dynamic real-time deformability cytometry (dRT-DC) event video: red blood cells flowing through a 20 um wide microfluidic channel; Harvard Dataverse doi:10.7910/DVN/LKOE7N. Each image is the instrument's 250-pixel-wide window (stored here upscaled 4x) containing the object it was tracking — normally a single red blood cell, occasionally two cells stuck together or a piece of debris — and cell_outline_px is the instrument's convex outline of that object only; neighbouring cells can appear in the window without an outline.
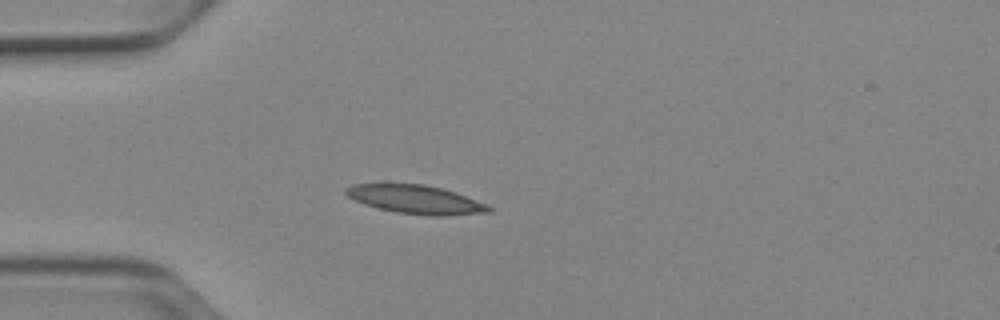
{"species": "Egyptian fruit bat (a non-hibernating species)", "species_latin": "Rousettus aegyptiacus", "temperature_condition": "cold", "stored_images_in_passage": 38, "camera_frame_rate_fps": 3000, "um_per_image_px": 0.085, "animal": {"sex": "female"}, "frame": {"image": 1, "passage_image": 1, "time_ms": 0.0, "image_size_px": [1000, 320], "cell_outline_px": [[492, 212], [444, 216], [428, 216], [396, 212], [364, 204], [348, 196], [344, 192], [344, 188], [352, 184], [424, 184], [456, 192], [488, 204], [492, 208]], "centroid_in_image_um": [35.38, 16.96], "position_along_channel_um": 49.6, "area_um2": 23.81}}
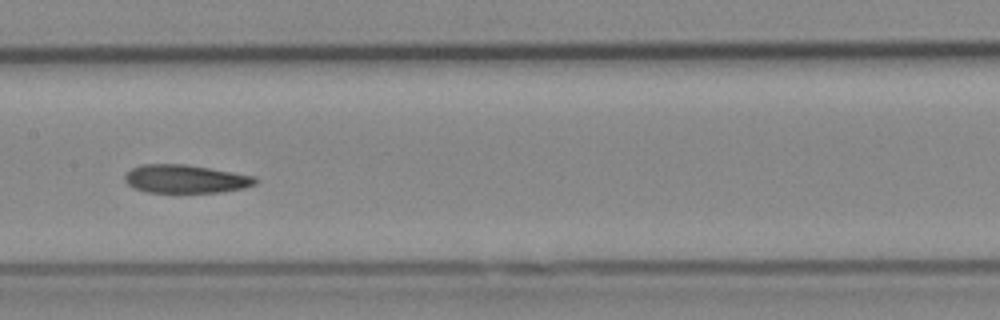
{"frame": {"image": 2, "passage_image": 13, "time_ms": 4.0, "image_size_px": [1000, 320], "cell_outline_px": [[256, 184], [244, 188], [220, 192], [148, 192], [132, 188], [124, 180], [124, 176], [132, 168], [140, 164], [188, 164], [256, 176]], "centroid_in_image_um": [15.76, 15.2], "position_along_channel_um": 191.6, "area_um2": 21.62}}
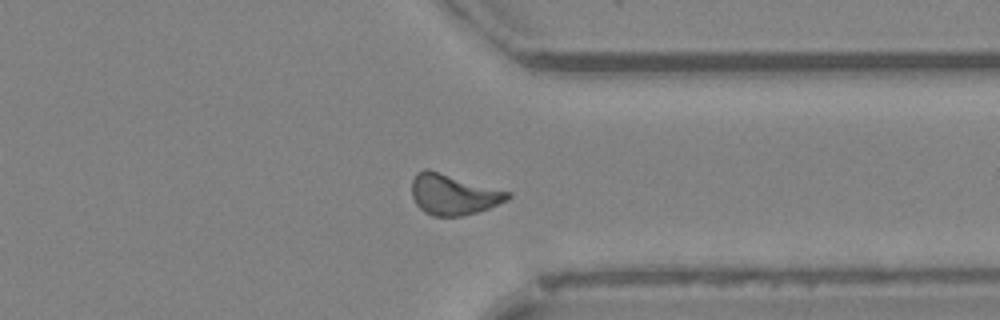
{"frame": {"image": 3, "passage_image": 27, "time_ms": 8.667, "image_size_px": [1000, 320], "cell_outline_px": [[512, 196], [508, 200], [488, 208], [464, 216], [432, 216], [424, 212], [416, 204], [412, 196], [412, 180], [424, 168], [428, 168], [512, 192]], "centroid_in_image_um": [38.56, 16.52], "position_along_channel_um": 372.8, "area_um2": 22.89}, "authors_computed_cell_mechanics": {"area_um2": 21.964, "velocity_mm_per_s": 3.8973, "shape_relaxation_time_tau1_ms": null, "shape_relaxation_time_tau2_ms": 2.6422, "deformation_change_tau1": null, "deformation_change_tau2": 0.0968}}